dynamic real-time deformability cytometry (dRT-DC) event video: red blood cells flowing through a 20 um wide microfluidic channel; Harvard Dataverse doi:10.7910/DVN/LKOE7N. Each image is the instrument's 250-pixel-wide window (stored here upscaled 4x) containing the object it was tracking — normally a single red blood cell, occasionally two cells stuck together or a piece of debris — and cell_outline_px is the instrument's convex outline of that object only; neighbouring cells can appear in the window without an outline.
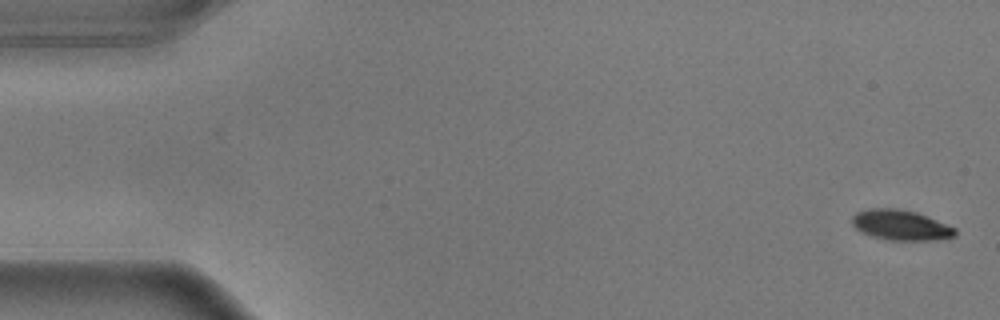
{"species": "common noctule bat (a hibernating species)", "species_latin": "Nyctalus noctula", "temperature_condition": "warm", "stored_images_in_passage": 56, "camera_frame_rate_fps": 3000, "um_per_image_px": 0.085, "animal": {"sex": "male", "body_mass_g": 17.9}, "frame": {"image": 1, "passage_image": 1, "time_ms": 0.0, "image_size_px": [1000, 320], "cell_outline_px": [[956, 236], [936, 240], [888, 240], [872, 236], [860, 232], [852, 224], [852, 216], [856, 212], [868, 208], [896, 208], [916, 212], [956, 228]], "centroid_in_image_um": [76.54, 19.13], "position_along_channel_um": 8.5, "area_um2": 18.21}}
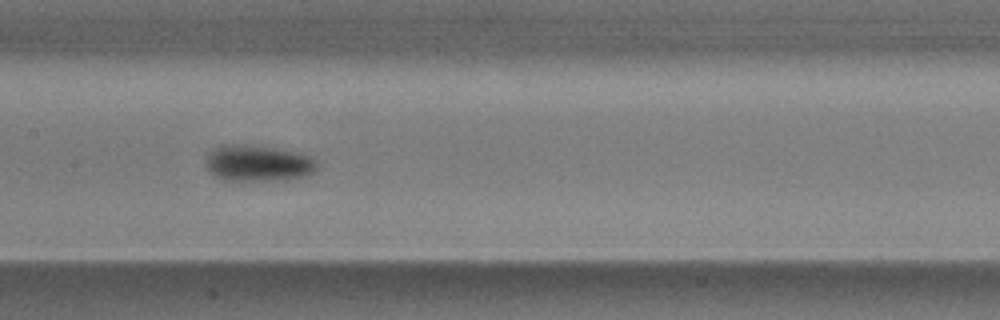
{"frame": {"image": 2, "passage_image": 27, "time_ms": 8.667, "image_size_px": [1000, 320], "cell_outline_px": [[320, 164], [312, 172], [304, 176], [276, 180], [232, 180], [216, 176], [204, 164], [208, 152], [212, 148], [220, 144], [244, 144], [272, 148], [296, 152], [308, 156], [316, 160]], "centroid_in_image_um": [21.89, 13.85], "position_along_channel_um": 185.5, "area_um2": 23.29}}
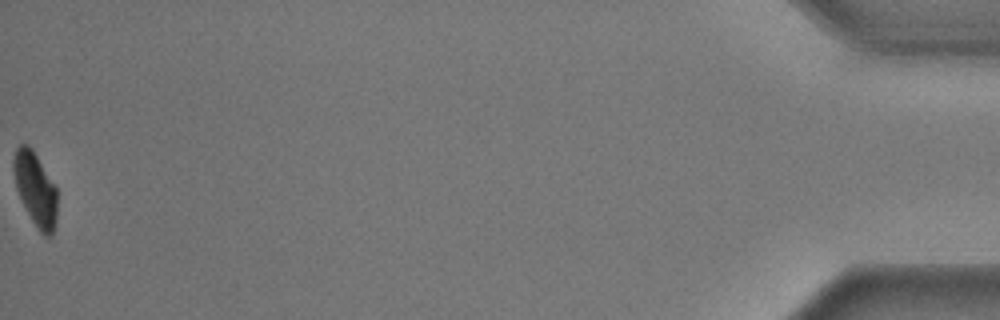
{"frame": {"image": 3, "passage_image": 56, "time_ms": 18.333, "image_size_px": [1000, 320], "cell_outline_px": [[56, 224], [52, 236], [44, 236], [40, 232], [32, 220], [16, 188], [12, 172], [12, 160], [16, 148], [20, 144], [28, 144], [32, 148], [56, 188]], "centroid_in_image_um": [2.99, 16.05], "position_along_channel_um": 432.2, "area_um2": 18.55}, "authors_computed_cell_mechanics": {"area_um2": 20.4901, "velocity_mm_per_s": 3.5984, "shape_relaxation_time_tau1_ms": 2.2327, "shape_relaxation_time_tau2_ms": 3.1499, "deformation_change_tau1": 0.1502, "deformation_change_tau2": 0.0391}}